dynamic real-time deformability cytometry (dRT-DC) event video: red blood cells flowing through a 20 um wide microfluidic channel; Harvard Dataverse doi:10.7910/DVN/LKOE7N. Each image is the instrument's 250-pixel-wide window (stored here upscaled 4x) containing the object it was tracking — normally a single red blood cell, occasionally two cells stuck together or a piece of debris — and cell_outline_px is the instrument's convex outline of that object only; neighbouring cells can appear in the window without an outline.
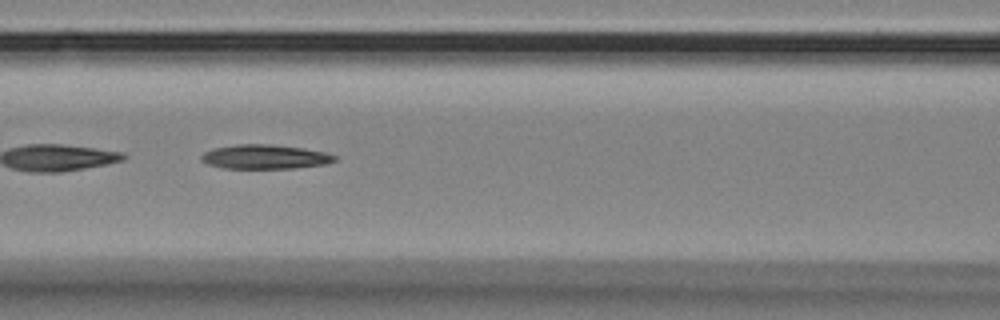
{"species": "Egyptian fruit bat (a non-hibernating species)", "species_latin": "Rousettus aegyptiacus", "temperature_condition": "room temperature", "stored_images_in_passage": 36, "segment_of_instrument_passage": [2, 2], "camera_frame_rate_fps": 3000, "um_per_image_px": 0.085, "animal": {"sex": "female"}, "frame": {"image": 1, "passage_image": 24, "time_ms": 7.667, "image_size_px": [1000, 320], "cell_outline_px": [[336, 160], [328, 164], [292, 168], [224, 168], [208, 164], [200, 160], [200, 156], [204, 152], [216, 148], [236, 144], [272, 144], [300, 148], [324, 152], [336, 156]], "centroid_in_image_um": [22.51, 13.33], "position_along_channel_um": 144.1, "area_um2": 18.73}}
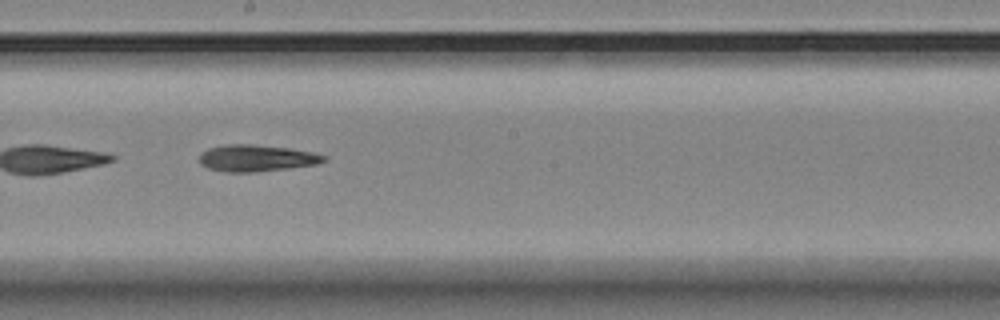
{"frame": {"image": 2, "passage_image": 31, "time_ms": 10.0, "image_size_px": [1000, 320], "cell_outline_px": [[328, 156], [324, 160], [316, 164], [288, 168], [252, 172], [224, 172], [208, 168], [200, 164], [200, 156], [208, 148], [228, 144], [248, 144], [288, 148], [312, 152]], "centroid_in_image_um": [21.78, 13.44], "position_along_channel_um": 226.4, "area_um2": 19.07}}